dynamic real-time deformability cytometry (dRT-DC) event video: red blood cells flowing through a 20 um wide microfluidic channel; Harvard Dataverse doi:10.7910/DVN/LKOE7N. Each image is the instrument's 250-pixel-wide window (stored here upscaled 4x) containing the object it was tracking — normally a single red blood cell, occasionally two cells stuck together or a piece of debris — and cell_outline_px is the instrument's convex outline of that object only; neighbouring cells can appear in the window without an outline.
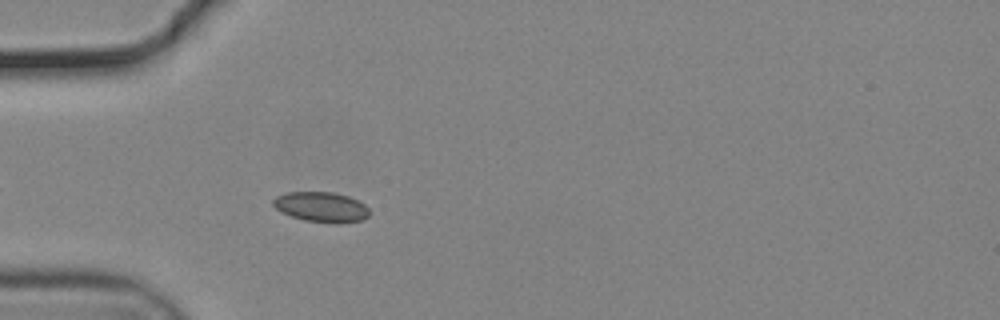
{"species": "common noctule bat (a hibernating species)", "species_latin": "Nyctalus noctula", "temperature_condition": "cold", "stored_images_in_passage": 13, "camera_frame_rate_fps": 3000, "um_per_image_px": 0.085, "animal": {"sex": "male", "body_mass_g": 19.2, "forearm_length_mm": 51.8}, "frame": {"image": 1, "passage_image": 6, "time_ms": 1.667, "image_size_px": [1000, 320], "cell_outline_px": [[368, 216], [364, 220], [340, 224], [336, 224], [304, 220], [280, 212], [272, 204], [272, 200], [276, 196], [288, 192], [332, 192], [348, 196], [364, 204], [368, 208]], "centroid_in_image_um": [27.31, 17.61], "position_along_channel_um": 57.7, "area_um2": 16.99}}
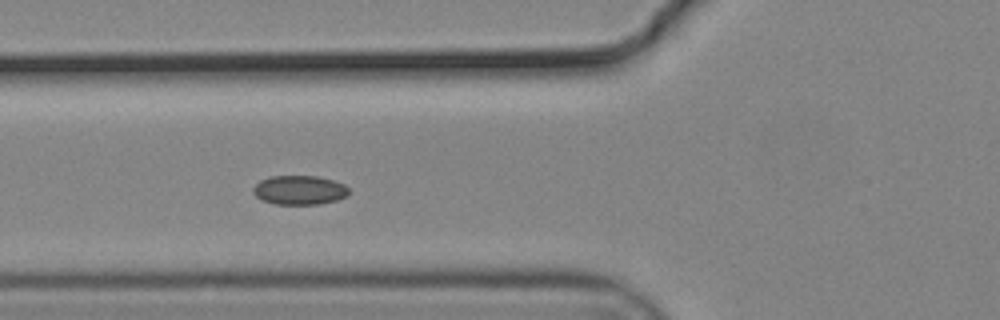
{"frame": {"image": 2, "passage_image": 10, "time_ms": 3.0, "image_size_px": [1000, 320], "cell_outline_px": [[348, 196], [336, 200], [320, 204], [276, 204], [260, 200], [252, 192], [252, 188], [260, 180], [272, 176], [316, 176], [332, 180], [344, 184], [348, 188]], "centroid_in_image_um": [25.43, 16.16], "position_along_channel_um": 100.4, "area_um2": 16.3}}